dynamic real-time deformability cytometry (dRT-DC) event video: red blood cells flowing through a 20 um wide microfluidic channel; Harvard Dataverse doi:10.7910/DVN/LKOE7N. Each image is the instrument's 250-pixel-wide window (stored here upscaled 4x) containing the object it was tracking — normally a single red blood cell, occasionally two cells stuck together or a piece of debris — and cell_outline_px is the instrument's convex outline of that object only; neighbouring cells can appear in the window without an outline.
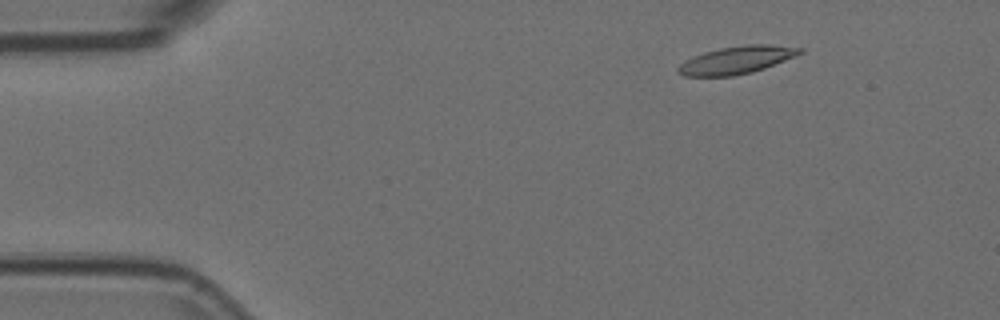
{"species": "Egyptian fruit bat (a non-hibernating species)", "species_latin": "Rousettus aegyptiacus", "temperature_condition": "room temperature", "stored_images_in_passage": 49, "camera_frame_rate_fps": 3000, "um_per_image_px": 0.085, "animal": {"sex": "female"}, "frame": {"image": 1, "passage_image": 2, "time_ms": 0.333, "image_size_px": [1000, 320], "cell_outline_px": [[804, 52], [796, 56], [764, 68], [752, 72], [732, 76], [684, 76], [676, 72], [676, 68], [680, 64], [692, 56], [704, 52], [720, 48], [748, 44], [768, 44], [804, 48]], "centroid_in_image_um": [62.6, 5.1], "position_along_channel_um": 22.4, "area_um2": 19.65}}
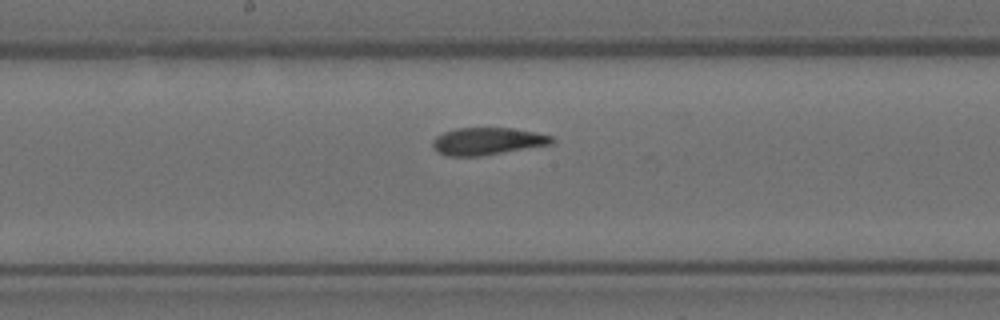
{"frame": {"image": 2, "passage_image": 23, "time_ms": 7.333, "image_size_px": [1000, 320], "cell_outline_px": [[556, 140], [552, 144], [480, 156], [448, 156], [436, 152], [432, 148], [432, 140], [436, 136], [444, 132], [456, 128], [512, 128], [536, 132], [552, 136]], "centroid_in_image_um": [41.41, 12.0], "position_along_channel_um": 206.8, "area_um2": 19.07}}
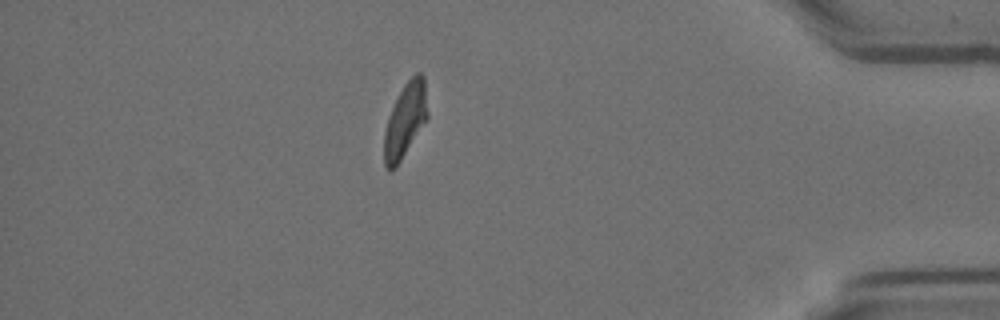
{"frame": {"image": 3, "passage_image": 42, "time_ms": 13.667, "image_size_px": [1000, 320], "cell_outline_px": [[428, 120], [396, 168], [388, 172], [384, 168], [384, 132], [388, 116], [404, 84], [416, 72], [420, 72], [424, 76], [428, 112]], "centroid_in_image_um": [34.45, 10.27], "position_along_channel_um": 400.7, "area_um2": 19.19}, "authors_computed_cell_mechanics": {"area_um2": 19.5942, "velocity_mm_per_s": 3.7319, "shape_relaxation_time_tau1_ms": 7.4723, "shape_relaxation_time_tau2_ms": 2.6642, "deformation_change_tau1": 0.1983, "deformation_change_tau2": 0.0948}}